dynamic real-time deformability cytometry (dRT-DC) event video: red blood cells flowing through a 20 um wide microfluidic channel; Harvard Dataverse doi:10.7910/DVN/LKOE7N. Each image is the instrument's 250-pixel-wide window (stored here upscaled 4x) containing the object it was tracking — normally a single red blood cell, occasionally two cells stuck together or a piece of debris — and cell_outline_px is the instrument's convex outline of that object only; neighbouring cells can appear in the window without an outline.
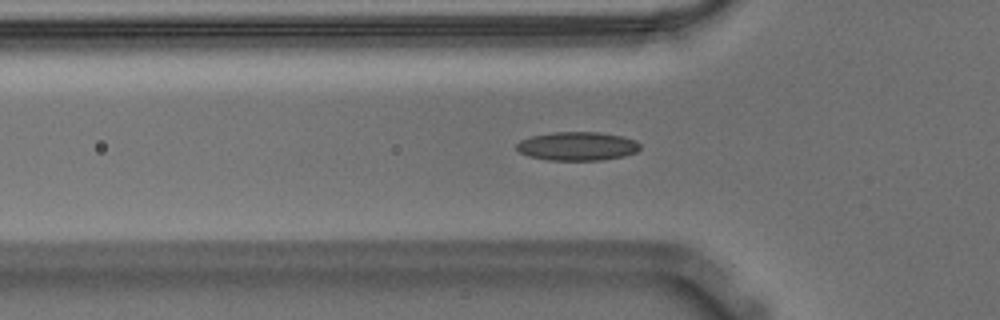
{"species": "Egyptian fruit bat (a non-hibernating species)", "species_latin": "Rousettus aegyptiacus", "temperature_condition": "warm", "stored_images_in_passage": 56, "camera_frame_rate_fps": 3000, "um_per_image_px": 0.085, "animal": {"sex": "male"}, "frame": {"image": 1, "passage_image": 17, "time_ms": 5.333, "image_size_px": [1000, 320], "cell_outline_px": [[640, 148], [636, 152], [624, 156], [604, 160], [548, 160], [528, 156], [520, 152], [516, 148], [516, 144], [520, 140], [532, 136], [552, 132], [600, 132], [624, 136], [636, 140], [640, 144]], "centroid_in_image_um": [49.09, 12.42], "position_along_channel_um": 76.7, "area_um2": 20.81}}
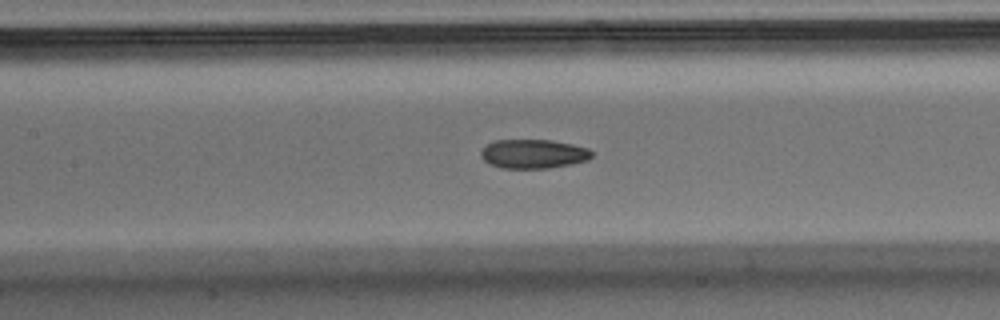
{"frame": {"image": 2, "passage_image": 24, "time_ms": 7.667, "image_size_px": [1000, 320], "cell_outline_px": [[592, 156], [588, 160], [572, 164], [548, 168], [500, 168], [488, 164], [480, 156], [480, 152], [488, 144], [496, 140], [552, 140], [572, 144], [588, 148], [592, 152]], "centroid_in_image_um": [45.33, 13.08], "position_along_channel_um": 162.1, "area_um2": 18.84}}
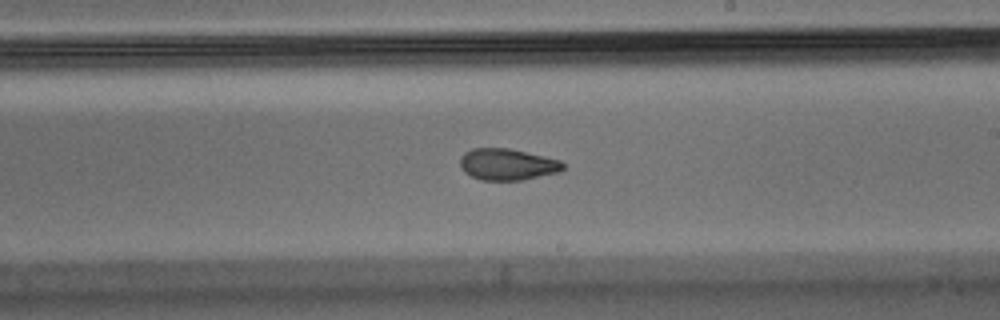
{"frame": {"image": 3, "passage_image": 31, "time_ms": 10.0, "image_size_px": [1000, 320], "cell_outline_px": [[564, 168], [560, 172], [524, 180], [480, 180], [464, 172], [460, 168], [460, 156], [464, 152], [472, 148], [508, 148], [544, 156], [560, 160], [564, 164]], "centroid_in_image_um": [43.11, 13.97], "position_along_channel_um": 245.9, "area_um2": 19.07}, "authors_computed_cell_mechanics": {"area_um2": 19.652, "velocity_mm_per_s": 3.5977, "shape_relaxation_time_tau1_ms": null, "shape_relaxation_time_tau2_ms": 2.4466, "deformation_change_tau1": null, "deformation_change_tau2": 0.0836}}